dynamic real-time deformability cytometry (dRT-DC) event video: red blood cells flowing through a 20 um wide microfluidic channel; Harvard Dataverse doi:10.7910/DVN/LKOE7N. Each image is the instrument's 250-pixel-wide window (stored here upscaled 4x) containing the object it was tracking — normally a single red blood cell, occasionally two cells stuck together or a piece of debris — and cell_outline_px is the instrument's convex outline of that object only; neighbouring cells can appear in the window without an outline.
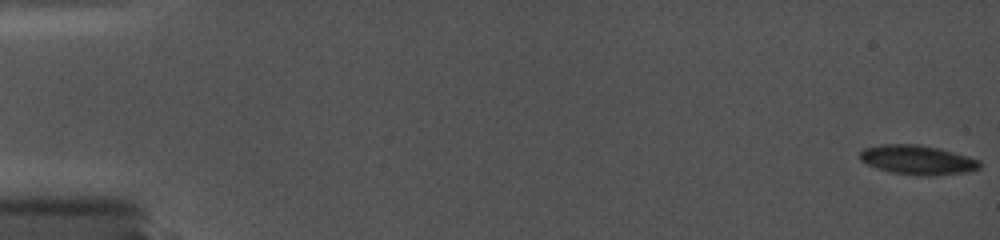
{"species": "common noctule bat (a hibernating species)", "species_latin": "Nyctalus noctula", "temperature_condition": "cold", "stored_images_in_passage": 69, "camera_frame_rate_fps": 5000, "um_per_image_px": 0.085, "animal": {"sex": "female", "body_mass_g": 19.0, "forearm_length_mm": 56.7}, "frame": {"image": 1, "passage_image": 1, "time_ms": 0.0, "image_size_px": [1000, 240], "cell_outline_px": [[980, 168], [964, 172], [928, 176], [920, 176], [892, 172], [876, 168], [860, 160], [860, 152], [864, 148], [880, 144], [920, 144], [940, 148], [968, 156], [980, 160]], "centroid_in_image_um": [77.98, 13.58], "position_along_channel_um": 7.0, "area_um2": 20.52}}
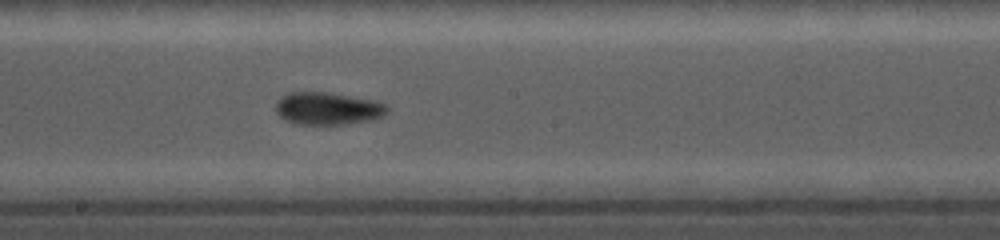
{"frame": {"image": 2, "passage_image": 42, "time_ms": 10.2, "image_size_px": [1000, 240], "cell_outline_px": [[388, 112], [372, 120], [344, 124], [296, 124], [280, 116], [276, 112], [276, 100], [280, 96], [292, 92], [324, 92], [372, 100], [384, 104], [388, 108]], "centroid_in_image_um": [27.82, 9.22], "position_along_channel_um": 220.4, "area_um2": 20.81}}
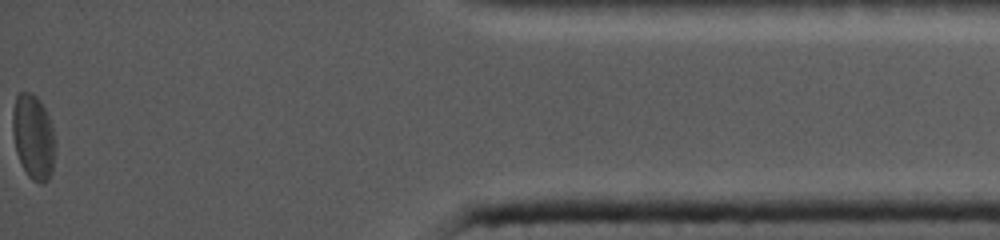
{"frame": {"image": 3, "passage_image": 69, "time_ms": 17.0, "image_size_px": [1000, 240], "cell_outline_px": [[56, 148], [52, 172], [48, 180], [44, 184], [40, 184], [32, 180], [28, 176], [16, 152], [12, 132], [12, 112], [16, 96], [20, 92], [32, 92], [40, 100], [48, 116], [52, 128], [56, 144]], "centroid_in_image_um": [2.84, 11.65], "position_along_channel_um": 432.4, "area_um2": 21.33}}